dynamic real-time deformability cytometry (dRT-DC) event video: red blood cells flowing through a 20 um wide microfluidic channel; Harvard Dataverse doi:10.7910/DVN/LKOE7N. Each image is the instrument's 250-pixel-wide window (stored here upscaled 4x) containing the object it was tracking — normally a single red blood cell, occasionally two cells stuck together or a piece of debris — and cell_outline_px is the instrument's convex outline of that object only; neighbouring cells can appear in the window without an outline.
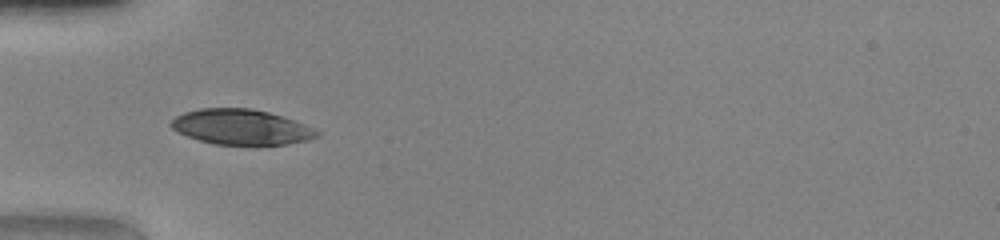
{"species": "human", "species_latin": "Homo sapiens", "temperature_condition": "warm", "stored_images_in_passage": 48, "segment_of_instrument_passage": [2, 2], "camera_frame_rate_fps": 3000, "um_per_image_px": 0.085, "donor": {"sex": "female"}, "frame": {"image": 1, "passage_image": 17, "time_ms": 5.333, "image_size_px": [1000, 240], "cell_outline_px": [[320, 136], [308, 140], [288, 144], [216, 144], [200, 140], [188, 136], [172, 128], [168, 124], [176, 116], [184, 112], [200, 108], [252, 108], [268, 112], [304, 124], [320, 132]], "centroid_in_image_um": [20.49, 10.79], "position_along_channel_um": 64.5, "area_um2": 29.65}}
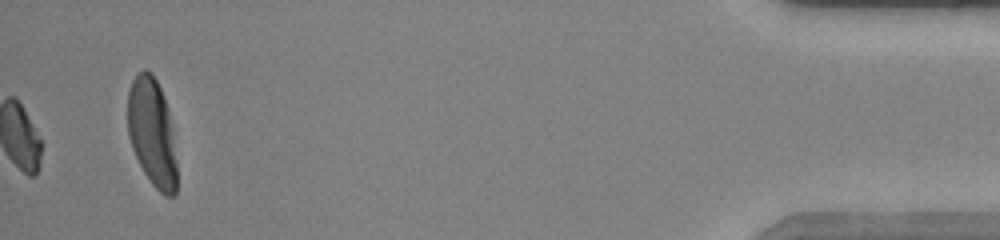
{"frame": {"image": 2, "passage_image": 48, "time_ms": 15.667, "image_size_px": [1000, 240], "cell_outline_px": [[176, 192], [172, 196], [164, 196], [152, 184], [144, 172], [132, 148], [128, 136], [128, 92], [132, 80], [144, 68], [152, 72], [160, 88], [168, 108], [172, 132], [176, 160]], "centroid_in_image_um": [12.92, 11.25], "position_along_channel_um": 422.3, "area_um2": 30.75}}